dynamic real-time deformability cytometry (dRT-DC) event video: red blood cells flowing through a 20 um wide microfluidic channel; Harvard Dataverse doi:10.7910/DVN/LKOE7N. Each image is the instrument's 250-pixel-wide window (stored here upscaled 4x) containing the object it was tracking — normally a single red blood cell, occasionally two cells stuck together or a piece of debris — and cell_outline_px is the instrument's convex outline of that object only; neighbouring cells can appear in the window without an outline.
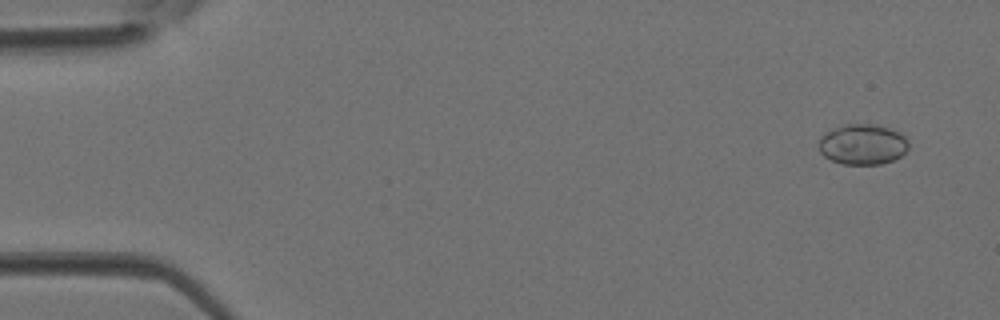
{"species": "Egyptian fruit bat (a non-hibernating species)", "species_latin": "Rousettus aegyptiacus", "temperature_condition": "room temperature", "stored_images_in_passage": 4, "camera_frame_rate_fps": 3000, "um_per_image_px": 0.085, "animal": {"sex": "female"}, "frame": {"image": 1, "passage_image": 1, "time_ms": 0.0, "image_size_px": [1000, 320], "cell_outline_px": [[908, 148], [900, 156], [892, 160], [880, 164], [844, 164], [832, 160], [824, 156], [820, 152], [820, 136], [824, 132], [832, 128], [844, 124], [876, 124], [900, 132], [908, 136]], "centroid_in_image_um": [73.33, 12.25], "position_along_channel_um": 11.7, "area_um2": 21.33}}